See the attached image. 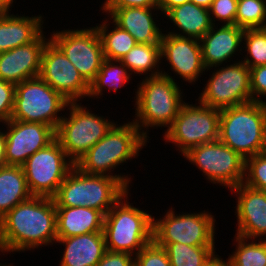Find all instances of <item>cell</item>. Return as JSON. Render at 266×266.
Masks as SVG:
<instances>
[{"label":"cell","instance_id":"1","mask_svg":"<svg viewBox=\"0 0 266 266\" xmlns=\"http://www.w3.org/2000/svg\"><path fill=\"white\" fill-rule=\"evenodd\" d=\"M53 198L32 196L0 219V251L24 252L57 241Z\"/></svg>","mask_w":266,"mask_h":266},{"label":"cell","instance_id":"2","mask_svg":"<svg viewBox=\"0 0 266 266\" xmlns=\"http://www.w3.org/2000/svg\"><path fill=\"white\" fill-rule=\"evenodd\" d=\"M149 141L131 121L123 125L116 124L110 131L91 147L75 164L81 172L90 175H106L118 178L127 188L132 180L127 175L112 174L122 163L139 156ZM111 173V174H110Z\"/></svg>","mask_w":266,"mask_h":266},{"label":"cell","instance_id":"3","mask_svg":"<svg viewBox=\"0 0 266 266\" xmlns=\"http://www.w3.org/2000/svg\"><path fill=\"white\" fill-rule=\"evenodd\" d=\"M163 71L159 76L143 78L135 91L136 114L132 122L147 140L150 138L149 127L169 128L185 103L181 86L177 85L173 76Z\"/></svg>","mask_w":266,"mask_h":266},{"label":"cell","instance_id":"4","mask_svg":"<svg viewBox=\"0 0 266 266\" xmlns=\"http://www.w3.org/2000/svg\"><path fill=\"white\" fill-rule=\"evenodd\" d=\"M219 140L244 159L266 151V103L252 101L220 110Z\"/></svg>","mask_w":266,"mask_h":266},{"label":"cell","instance_id":"5","mask_svg":"<svg viewBox=\"0 0 266 266\" xmlns=\"http://www.w3.org/2000/svg\"><path fill=\"white\" fill-rule=\"evenodd\" d=\"M118 178L90 175L73 167L53 197L56 207H88L104 215L127 193Z\"/></svg>","mask_w":266,"mask_h":266},{"label":"cell","instance_id":"6","mask_svg":"<svg viewBox=\"0 0 266 266\" xmlns=\"http://www.w3.org/2000/svg\"><path fill=\"white\" fill-rule=\"evenodd\" d=\"M129 191L105 214L106 250L136 255L153 241V217L128 201ZM127 199V200H126Z\"/></svg>","mask_w":266,"mask_h":266},{"label":"cell","instance_id":"7","mask_svg":"<svg viewBox=\"0 0 266 266\" xmlns=\"http://www.w3.org/2000/svg\"><path fill=\"white\" fill-rule=\"evenodd\" d=\"M68 109L69 115H63L55 137L67 157L76 164L116 123L102 115L91 113L81 102H69Z\"/></svg>","mask_w":266,"mask_h":266},{"label":"cell","instance_id":"8","mask_svg":"<svg viewBox=\"0 0 266 266\" xmlns=\"http://www.w3.org/2000/svg\"><path fill=\"white\" fill-rule=\"evenodd\" d=\"M69 101L40 77L15 84V100L11 119L42 123L55 131ZM61 115V116H60Z\"/></svg>","mask_w":266,"mask_h":266},{"label":"cell","instance_id":"9","mask_svg":"<svg viewBox=\"0 0 266 266\" xmlns=\"http://www.w3.org/2000/svg\"><path fill=\"white\" fill-rule=\"evenodd\" d=\"M183 104L175 120L163 135L182 155L192 148L219 139L220 110L204 105Z\"/></svg>","mask_w":266,"mask_h":266},{"label":"cell","instance_id":"10","mask_svg":"<svg viewBox=\"0 0 266 266\" xmlns=\"http://www.w3.org/2000/svg\"><path fill=\"white\" fill-rule=\"evenodd\" d=\"M164 217H153L155 243H183L188 246H215L214 215L208 211L176 214L173 207Z\"/></svg>","mask_w":266,"mask_h":266},{"label":"cell","instance_id":"11","mask_svg":"<svg viewBox=\"0 0 266 266\" xmlns=\"http://www.w3.org/2000/svg\"><path fill=\"white\" fill-rule=\"evenodd\" d=\"M74 166L55 138L31 155L22 168L32 196L53 198Z\"/></svg>","mask_w":266,"mask_h":266},{"label":"cell","instance_id":"12","mask_svg":"<svg viewBox=\"0 0 266 266\" xmlns=\"http://www.w3.org/2000/svg\"><path fill=\"white\" fill-rule=\"evenodd\" d=\"M183 156L213 184L230 190L244 181L245 159L219 139L198 145Z\"/></svg>","mask_w":266,"mask_h":266},{"label":"cell","instance_id":"13","mask_svg":"<svg viewBox=\"0 0 266 266\" xmlns=\"http://www.w3.org/2000/svg\"><path fill=\"white\" fill-rule=\"evenodd\" d=\"M217 67L196 100L219 110L252 102L248 66L239 60Z\"/></svg>","mask_w":266,"mask_h":266},{"label":"cell","instance_id":"14","mask_svg":"<svg viewBox=\"0 0 266 266\" xmlns=\"http://www.w3.org/2000/svg\"><path fill=\"white\" fill-rule=\"evenodd\" d=\"M50 39L76 67L83 79L90 84L105 59L96 27L52 31Z\"/></svg>","mask_w":266,"mask_h":266},{"label":"cell","instance_id":"15","mask_svg":"<svg viewBox=\"0 0 266 266\" xmlns=\"http://www.w3.org/2000/svg\"><path fill=\"white\" fill-rule=\"evenodd\" d=\"M39 77L69 102L88 97L89 84L51 39L42 53Z\"/></svg>","mask_w":266,"mask_h":266},{"label":"cell","instance_id":"16","mask_svg":"<svg viewBox=\"0 0 266 266\" xmlns=\"http://www.w3.org/2000/svg\"><path fill=\"white\" fill-rule=\"evenodd\" d=\"M6 162L7 165L22 166L39 149L50 144L55 130L46 124L10 119L6 123Z\"/></svg>","mask_w":266,"mask_h":266},{"label":"cell","instance_id":"17","mask_svg":"<svg viewBox=\"0 0 266 266\" xmlns=\"http://www.w3.org/2000/svg\"><path fill=\"white\" fill-rule=\"evenodd\" d=\"M160 45L162 62L165 58L171 70L183 81L194 84L203 72L205 74L206 68L198 39L163 33Z\"/></svg>","mask_w":266,"mask_h":266},{"label":"cell","instance_id":"18","mask_svg":"<svg viewBox=\"0 0 266 266\" xmlns=\"http://www.w3.org/2000/svg\"><path fill=\"white\" fill-rule=\"evenodd\" d=\"M236 193L237 232L235 235L247 238L265 240L266 238V193L253 189L241 183L230 189ZM264 237V238H263Z\"/></svg>","mask_w":266,"mask_h":266},{"label":"cell","instance_id":"19","mask_svg":"<svg viewBox=\"0 0 266 266\" xmlns=\"http://www.w3.org/2000/svg\"><path fill=\"white\" fill-rule=\"evenodd\" d=\"M44 33L29 44L0 53V79L18 84L39 77L42 53L50 40Z\"/></svg>","mask_w":266,"mask_h":266},{"label":"cell","instance_id":"20","mask_svg":"<svg viewBox=\"0 0 266 266\" xmlns=\"http://www.w3.org/2000/svg\"><path fill=\"white\" fill-rule=\"evenodd\" d=\"M218 26V24L213 25L199 40L206 71L231 62L228 60H231L238 51L239 53L242 51V38L245 29L236 25L222 24L219 28Z\"/></svg>","mask_w":266,"mask_h":266},{"label":"cell","instance_id":"21","mask_svg":"<svg viewBox=\"0 0 266 266\" xmlns=\"http://www.w3.org/2000/svg\"><path fill=\"white\" fill-rule=\"evenodd\" d=\"M159 8L127 7L116 9L109 18L121 29L130 33L137 43L160 44L162 31L153 18Z\"/></svg>","mask_w":266,"mask_h":266},{"label":"cell","instance_id":"22","mask_svg":"<svg viewBox=\"0 0 266 266\" xmlns=\"http://www.w3.org/2000/svg\"><path fill=\"white\" fill-rule=\"evenodd\" d=\"M55 243L65 247L60 266H96L106 251L103 232L57 238Z\"/></svg>","mask_w":266,"mask_h":266},{"label":"cell","instance_id":"23","mask_svg":"<svg viewBox=\"0 0 266 266\" xmlns=\"http://www.w3.org/2000/svg\"><path fill=\"white\" fill-rule=\"evenodd\" d=\"M43 16L0 13V53L36 40L44 31Z\"/></svg>","mask_w":266,"mask_h":266},{"label":"cell","instance_id":"24","mask_svg":"<svg viewBox=\"0 0 266 266\" xmlns=\"http://www.w3.org/2000/svg\"><path fill=\"white\" fill-rule=\"evenodd\" d=\"M104 216L88 207H56L57 238L103 232Z\"/></svg>","mask_w":266,"mask_h":266},{"label":"cell","instance_id":"25","mask_svg":"<svg viewBox=\"0 0 266 266\" xmlns=\"http://www.w3.org/2000/svg\"><path fill=\"white\" fill-rule=\"evenodd\" d=\"M165 16L177 29L176 32L166 30V33L177 36L200 40L213 26L209 10L192 2L170 9Z\"/></svg>","mask_w":266,"mask_h":266},{"label":"cell","instance_id":"26","mask_svg":"<svg viewBox=\"0 0 266 266\" xmlns=\"http://www.w3.org/2000/svg\"><path fill=\"white\" fill-rule=\"evenodd\" d=\"M31 197L22 166L6 165L0 168V219Z\"/></svg>","mask_w":266,"mask_h":266},{"label":"cell","instance_id":"27","mask_svg":"<svg viewBox=\"0 0 266 266\" xmlns=\"http://www.w3.org/2000/svg\"><path fill=\"white\" fill-rule=\"evenodd\" d=\"M120 61L127 67L131 75L134 72L139 76L140 74L147 75L145 76L147 78L159 76L162 72V69H159V64L162 63L161 45L137 43Z\"/></svg>","mask_w":266,"mask_h":266},{"label":"cell","instance_id":"28","mask_svg":"<svg viewBox=\"0 0 266 266\" xmlns=\"http://www.w3.org/2000/svg\"><path fill=\"white\" fill-rule=\"evenodd\" d=\"M131 78L127 67L120 60L105 58L95 79L89 84L88 97L99 99L107 87L117 93L118 88H122Z\"/></svg>","mask_w":266,"mask_h":266},{"label":"cell","instance_id":"29","mask_svg":"<svg viewBox=\"0 0 266 266\" xmlns=\"http://www.w3.org/2000/svg\"><path fill=\"white\" fill-rule=\"evenodd\" d=\"M156 244L166 250L171 266H207L218 256L215 246H188L183 243Z\"/></svg>","mask_w":266,"mask_h":266},{"label":"cell","instance_id":"30","mask_svg":"<svg viewBox=\"0 0 266 266\" xmlns=\"http://www.w3.org/2000/svg\"><path fill=\"white\" fill-rule=\"evenodd\" d=\"M102 24L96 25V29L101 39L104 57L109 60H120L126 55L136 44L134 37L127 31L121 29L113 21L114 27L111 31L109 20H103Z\"/></svg>","mask_w":266,"mask_h":266},{"label":"cell","instance_id":"31","mask_svg":"<svg viewBox=\"0 0 266 266\" xmlns=\"http://www.w3.org/2000/svg\"><path fill=\"white\" fill-rule=\"evenodd\" d=\"M234 237L236 250L226 259L230 266H266V239Z\"/></svg>","mask_w":266,"mask_h":266},{"label":"cell","instance_id":"32","mask_svg":"<svg viewBox=\"0 0 266 266\" xmlns=\"http://www.w3.org/2000/svg\"><path fill=\"white\" fill-rule=\"evenodd\" d=\"M243 62L249 69L266 65V28L245 29L242 38Z\"/></svg>","mask_w":266,"mask_h":266},{"label":"cell","instance_id":"33","mask_svg":"<svg viewBox=\"0 0 266 266\" xmlns=\"http://www.w3.org/2000/svg\"><path fill=\"white\" fill-rule=\"evenodd\" d=\"M235 25L243 29L266 28V2L238 0Z\"/></svg>","mask_w":266,"mask_h":266},{"label":"cell","instance_id":"34","mask_svg":"<svg viewBox=\"0 0 266 266\" xmlns=\"http://www.w3.org/2000/svg\"><path fill=\"white\" fill-rule=\"evenodd\" d=\"M243 184L266 193V151L245 159Z\"/></svg>","mask_w":266,"mask_h":266},{"label":"cell","instance_id":"35","mask_svg":"<svg viewBox=\"0 0 266 266\" xmlns=\"http://www.w3.org/2000/svg\"><path fill=\"white\" fill-rule=\"evenodd\" d=\"M134 266H171V263L166 250L152 241L134 256Z\"/></svg>","mask_w":266,"mask_h":266},{"label":"cell","instance_id":"36","mask_svg":"<svg viewBox=\"0 0 266 266\" xmlns=\"http://www.w3.org/2000/svg\"><path fill=\"white\" fill-rule=\"evenodd\" d=\"M238 0H213L209 13L213 25L219 21L223 25H235Z\"/></svg>","mask_w":266,"mask_h":266},{"label":"cell","instance_id":"37","mask_svg":"<svg viewBox=\"0 0 266 266\" xmlns=\"http://www.w3.org/2000/svg\"><path fill=\"white\" fill-rule=\"evenodd\" d=\"M15 100V84L0 79V124L11 119Z\"/></svg>","mask_w":266,"mask_h":266},{"label":"cell","instance_id":"38","mask_svg":"<svg viewBox=\"0 0 266 266\" xmlns=\"http://www.w3.org/2000/svg\"><path fill=\"white\" fill-rule=\"evenodd\" d=\"M250 89L252 101L266 103V65L250 69ZM263 97L265 98L264 101Z\"/></svg>","mask_w":266,"mask_h":266},{"label":"cell","instance_id":"39","mask_svg":"<svg viewBox=\"0 0 266 266\" xmlns=\"http://www.w3.org/2000/svg\"><path fill=\"white\" fill-rule=\"evenodd\" d=\"M159 0H106L102 4V13L109 17L116 9L127 7L158 8Z\"/></svg>","mask_w":266,"mask_h":266},{"label":"cell","instance_id":"40","mask_svg":"<svg viewBox=\"0 0 266 266\" xmlns=\"http://www.w3.org/2000/svg\"><path fill=\"white\" fill-rule=\"evenodd\" d=\"M96 266H134V256L126 252L106 250Z\"/></svg>","mask_w":266,"mask_h":266},{"label":"cell","instance_id":"41","mask_svg":"<svg viewBox=\"0 0 266 266\" xmlns=\"http://www.w3.org/2000/svg\"><path fill=\"white\" fill-rule=\"evenodd\" d=\"M188 2L190 0H159L158 8L165 15L170 9Z\"/></svg>","mask_w":266,"mask_h":266},{"label":"cell","instance_id":"42","mask_svg":"<svg viewBox=\"0 0 266 266\" xmlns=\"http://www.w3.org/2000/svg\"><path fill=\"white\" fill-rule=\"evenodd\" d=\"M6 165V136L4 131L0 130V168Z\"/></svg>","mask_w":266,"mask_h":266},{"label":"cell","instance_id":"43","mask_svg":"<svg viewBox=\"0 0 266 266\" xmlns=\"http://www.w3.org/2000/svg\"><path fill=\"white\" fill-rule=\"evenodd\" d=\"M15 0H0V13L10 12ZM10 10V11H9Z\"/></svg>","mask_w":266,"mask_h":266},{"label":"cell","instance_id":"44","mask_svg":"<svg viewBox=\"0 0 266 266\" xmlns=\"http://www.w3.org/2000/svg\"><path fill=\"white\" fill-rule=\"evenodd\" d=\"M207 266H230L228 260L224 261L219 255L215 257Z\"/></svg>","mask_w":266,"mask_h":266},{"label":"cell","instance_id":"45","mask_svg":"<svg viewBox=\"0 0 266 266\" xmlns=\"http://www.w3.org/2000/svg\"><path fill=\"white\" fill-rule=\"evenodd\" d=\"M213 0H190V2L209 10Z\"/></svg>","mask_w":266,"mask_h":266},{"label":"cell","instance_id":"46","mask_svg":"<svg viewBox=\"0 0 266 266\" xmlns=\"http://www.w3.org/2000/svg\"><path fill=\"white\" fill-rule=\"evenodd\" d=\"M0 266H13V264H12V265H11V264H9V265L3 264V265H2V264L0 263Z\"/></svg>","mask_w":266,"mask_h":266}]
</instances>
